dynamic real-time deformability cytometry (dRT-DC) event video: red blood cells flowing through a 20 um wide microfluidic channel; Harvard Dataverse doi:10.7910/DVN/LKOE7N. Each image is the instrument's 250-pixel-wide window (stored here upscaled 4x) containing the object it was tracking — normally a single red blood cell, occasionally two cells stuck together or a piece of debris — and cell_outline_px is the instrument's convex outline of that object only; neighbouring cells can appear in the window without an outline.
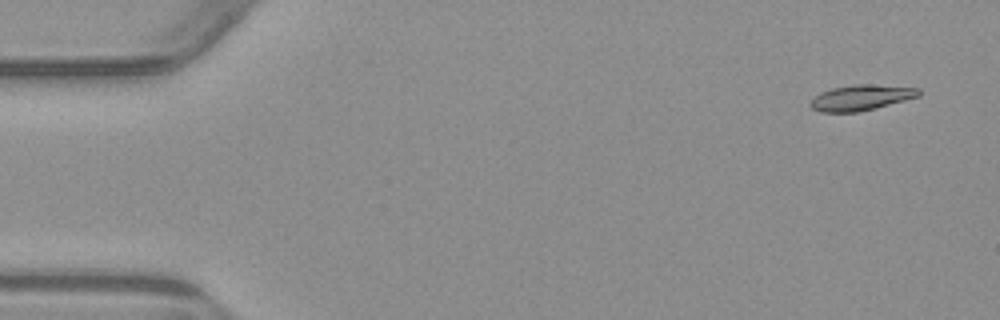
{"species": "common noctule bat (a hibernating species)", "species_latin": "Nyctalus noctula", "temperature_condition": "warm", "stored_images_in_passage": 7, "camera_frame_rate_fps": 3000, "um_per_image_px": 0.085, "animal": {"sex": "male", "body_mass_g": 23.1, "forearm_length_mm": 52.7}, "frame": {"image": 1, "passage_image": 1, "time_ms": 0.0, "image_size_px": [1000, 320], "cell_outline_px": [[920, 96], [876, 108], [856, 112], [820, 112], [812, 108], [808, 104], [820, 92], [832, 88], [852, 84], [872, 84], [920, 88]], "centroid_in_image_um": [73.19, 8.29], "position_along_channel_um": 11.8, "area_um2": 16.18}}
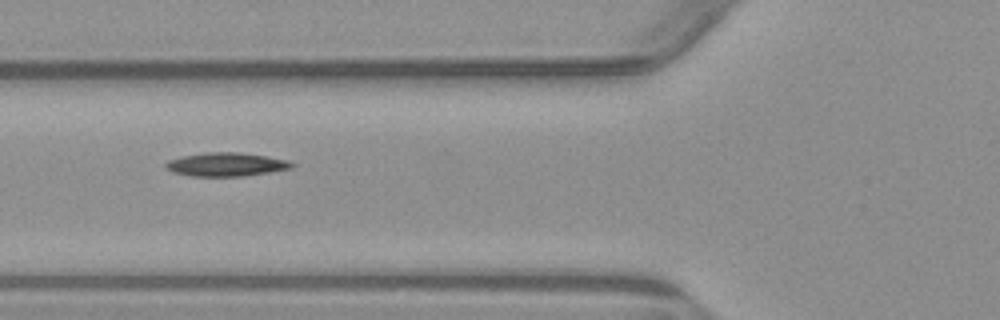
{"frame": {"image": 2, "passage_image": 5, "time_ms": 5.667, "image_size_px": [1000, 320], "cell_outline_px": [[296, 164], [292, 168], [244, 176], [192, 176], [172, 172], [164, 168], [164, 164], [168, 160], [184, 156], [208, 152], [240, 152], [268, 156], [288, 160]], "centroid_in_image_um": [19.23, 13.97], "position_along_channel_um": 106.6, "area_um2": 17.4}}
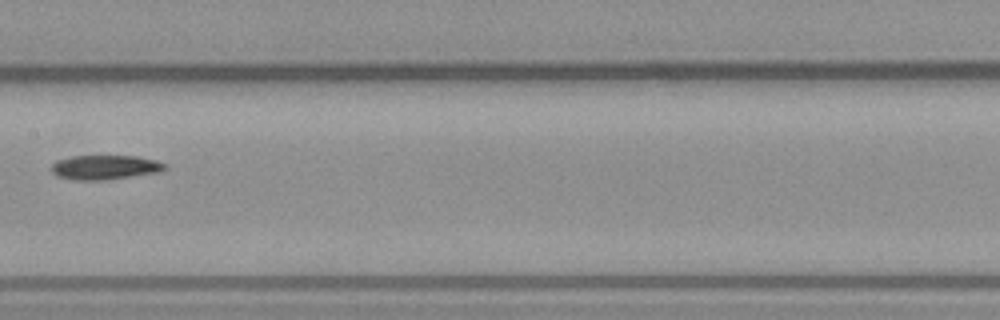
{"frame": {"image": 3, "passage_image": 7, "time_ms": 8.0, "image_size_px": [1000, 320], "cell_outline_px": [[168, 168], [160, 172], [104, 180], [72, 180], [56, 176], [52, 172], [52, 164], [56, 160], [72, 156], [136, 156], [156, 160], [168, 164]], "centroid_in_image_um": [8.94, 14.22], "position_along_channel_um": 198.5, "area_um2": 16.3}}